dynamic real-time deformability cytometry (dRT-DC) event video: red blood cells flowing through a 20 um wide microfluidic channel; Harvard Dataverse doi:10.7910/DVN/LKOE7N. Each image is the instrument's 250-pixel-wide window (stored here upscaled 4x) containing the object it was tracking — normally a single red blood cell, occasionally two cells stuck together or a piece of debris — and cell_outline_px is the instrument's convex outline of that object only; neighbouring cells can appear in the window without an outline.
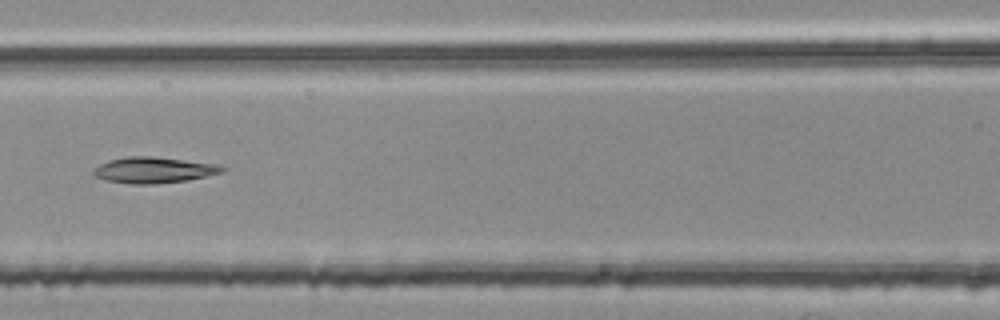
{"species": "common noctule bat (a hibernating species)", "species_latin": "Nyctalus noctula", "temperature_condition": "room temperature", "stored_images_in_passage": 54, "segment_of_instrument_passage": [2, 2], "camera_frame_rate_fps": 3000, "um_per_image_px": 0.085, "animal": {"sex": "female", "body_mass_g": 25.1}, "frame": {"image": 1, "passage_image": 24, "time_ms": 7.667, "image_size_px": [1000, 320], "cell_outline_px": [[228, 168], [224, 172], [188, 180], [152, 184], [132, 184], [108, 180], [96, 176], [92, 172], [92, 168], [108, 160], [128, 156], [152, 156], [220, 164]], "centroid_in_image_um": [13.11, 14.44], "position_along_channel_um": 153.5, "area_um2": 19.59}}
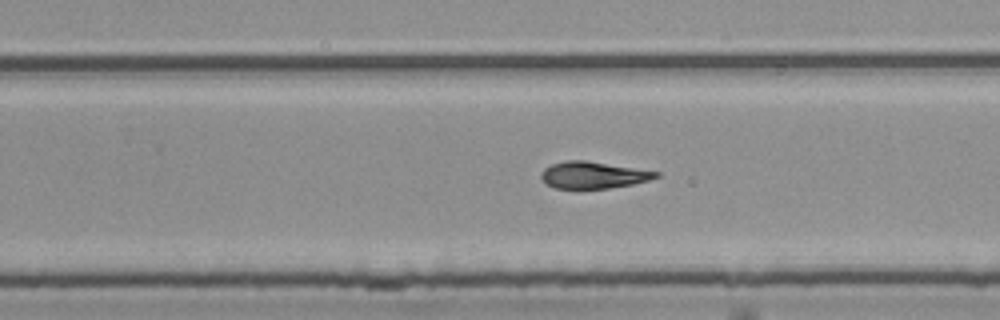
{"frame": {"image": 2, "passage_image": 34, "time_ms": 11.0, "image_size_px": [1000, 320], "cell_outline_px": [[660, 176], [648, 180], [632, 184], [608, 188], [580, 192], [556, 188], [548, 184], [540, 176], [544, 168], [552, 164], [564, 160], [584, 160], [660, 172]], "centroid_in_image_um": [50.38, 14.92], "position_along_channel_um": 279.4, "area_um2": 18.38}}
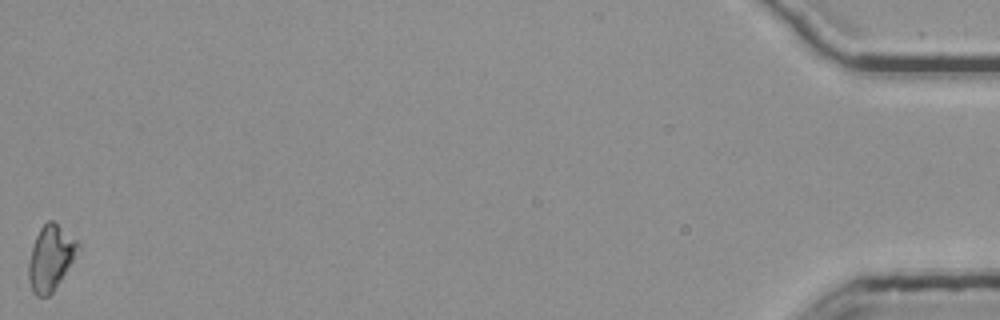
{"frame": {"image": 3, "passage_image": 54, "time_ms": 17.667, "image_size_px": [1000, 320], "cell_outline_px": [[80, 248], [60, 280], [52, 292], [48, 296], [36, 296], [32, 292], [28, 276], [28, 264], [32, 244], [40, 228], [48, 220], [52, 220], [76, 240], [80, 244]], "centroid_in_image_um": [4.27, 21.92], "position_along_channel_um": 430.9, "area_um2": 18.38}}